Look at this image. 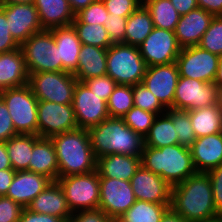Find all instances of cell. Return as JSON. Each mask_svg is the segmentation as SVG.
Masks as SVG:
<instances>
[{
    "label": "cell",
    "instance_id": "cell-26",
    "mask_svg": "<svg viewBox=\"0 0 222 222\" xmlns=\"http://www.w3.org/2000/svg\"><path fill=\"white\" fill-rule=\"evenodd\" d=\"M33 4L43 29L71 25L75 18L68 0H34Z\"/></svg>",
    "mask_w": 222,
    "mask_h": 222
},
{
    "label": "cell",
    "instance_id": "cell-51",
    "mask_svg": "<svg viewBox=\"0 0 222 222\" xmlns=\"http://www.w3.org/2000/svg\"><path fill=\"white\" fill-rule=\"evenodd\" d=\"M198 7L214 16H222V0H197Z\"/></svg>",
    "mask_w": 222,
    "mask_h": 222
},
{
    "label": "cell",
    "instance_id": "cell-45",
    "mask_svg": "<svg viewBox=\"0 0 222 222\" xmlns=\"http://www.w3.org/2000/svg\"><path fill=\"white\" fill-rule=\"evenodd\" d=\"M24 208L6 196H0V222H19Z\"/></svg>",
    "mask_w": 222,
    "mask_h": 222
},
{
    "label": "cell",
    "instance_id": "cell-30",
    "mask_svg": "<svg viewBox=\"0 0 222 222\" xmlns=\"http://www.w3.org/2000/svg\"><path fill=\"white\" fill-rule=\"evenodd\" d=\"M196 138L222 132V112L218 105L189 111Z\"/></svg>",
    "mask_w": 222,
    "mask_h": 222
},
{
    "label": "cell",
    "instance_id": "cell-12",
    "mask_svg": "<svg viewBox=\"0 0 222 222\" xmlns=\"http://www.w3.org/2000/svg\"><path fill=\"white\" fill-rule=\"evenodd\" d=\"M138 48L147 67L174 63L181 50L175 32L158 27L153 28Z\"/></svg>",
    "mask_w": 222,
    "mask_h": 222
},
{
    "label": "cell",
    "instance_id": "cell-18",
    "mask_svg": "<svg viewBox=\"0 0 222 222\" xmlns=\"http://www.w3.org/2000/svg\"><path fill=\"white\" fill-rule=\"evenodd\" d=\"M136 200L157 204H171L172 187L159 175L142 165L130 180Z\"/></svg>",
    "mask_w": 222,
    "mask_h": 222
},
{
    "label": "cell",
    "instance_id": "cell-54",
    "mask_svg": "<svg viewBox=\"0 0 222 222\" xmlns=\"http://www.w3.org/2000/svg\"><path fill=\"white\" fill-rule=\"evenodd\" d=\"M13 169L7 153L6 142H0V170Z\"/></svg>",
    "mask_w": 222,
    "mask_h": 222
},
{
    "label": "cell",
    "instance_id": "cell-24",
    "mask_svg": "<svg viewBox=\"0 0 222 222\" xmlns=\"http://www.w3.org/2000/svg\"><path fill=\"white\" fill-rule=\"evenodd\" d=\"M29 73L20 48L0 53V91L25 86Z\"/></svg>",
    "mask_w": 222,
    "mask_h": 222
},
{
    "label": "cell",
    "instance_id": "cell-46",
    "mask_svg": "<svg viewBox=\"0 0 222 222\" xmlns=\"http://www.w3.org/2000/svg\"><path fill=\"white\" fill-rule=\"evenodd\" d=\"M20 48L11 36L5 13L0 9V53H6Z\"/></svg>",
    "mask_w": 222,
    "mask_h": 222
},
{
    "label": "cell",
    "instance_id": "cell-60",
    "mask_svg": "<svg viewBox=\"0 0 222 222\" xmlns=\"http://www.w3.org/2000/svg\"><path fill=\"white\" fill-rule=\"evenodd\" d=\"M111 222H126L122 217L112 218Z\"/></svg>",
    "mask_w": 222,
    "mask_h": 222
},
{
    "label": "cell",
    "instance_id": "cell-55",
    "mask_svg": "<svg viewBox=\"0 0 222 222\" xmlns=\"http://www.w3.org/2000/svg\"><path fill=\"white\" fill-rule=\"evenodd\" d=\"M160 222H188L183 219L179 214L175 213L171 208H169L162 216Z\"/></svg>",
    "mask_w": 222,
    "mask_h": 222
},
{
    "label": "cell",
    "instance_id": "cell-28",
    "mask_svg": "<svg viewBox=\"0 0 222 222\" xmlns=\"http://www.w3.org/2000/svg\"><path fill=\"white\" fill-rule=\"evenodd\" d=\"M106 60L107 49L82 44L77 69L73 75L78 82L107 75Z\"/></svg>",
    "mask_w": 222,
    "mask_h": 222
},
{
    "label": "cell",
    "instance_id": "cell-44",
    "mask_svg": "<svg viewBox=\"0 0 222 222\" xmlns=\"http://www.w3.org/2000/svg\"><path fill=\"white\" fill-rule=\"evenodd\" d=\"M108 13L121 17H128L141 4L142 0H102Z\"/></svg>",
    "mask_w": 222,
    "mask_h": 222
},
{
    "label": "cell",
    "instance_id": "cell-61",
    "mask_svg": "<svg viewBox=\"0 0 222 222\" xmlns=\"http://www.w3.org/2000/svg\"><path fill=\"white\" fill-rule=\"evenodd\" d=\"M203 222H222V219H221V217H217V218H215L213 220L203 221Z\"/></svg>",
    "mask_w": 222,
    "mask_h": 222
},
{
    "label": "cell",
    "instance_id": "cell-36",
    "mask_svg": "<svg viewBox=\"0 0 222 222\" xmlns=\"http://www.w3.org/2000/svg\"><path fill=\"white\" fill-rule=\"evenodd\" d=\"M133 106V86L117 84L107 101L109 117L122 118Z\"/></svg>",
    "mask_w": 222,
    "mask_h": 222
},
{
    "label": "cell",
    "instance_id": "cell-29",
    "mask_svg": "<svg viewBox=\"0 0 222 222\" xmlns=\"http://www.w3.org/2000/svg\"><path fill=\"white\" fill-rule=\"evenodd\" d=\"M39 138L38 135L17 134L6 141L7 153L15 172L29 171L33 145Z\"/></svg>",
    "mask_w": 222,
    "mask_h": 222
},
{
    "label": "cell",
    "instance_id": "cell-8",
    "mask_svg": "<svg viewBox=\"0 0 222 222\" xmlns=\"http://www.w3.org/2000/svg\"><path fill=\"white\" fill-rule=\"evenodd\" d=\"M71 212L95 210L100 202V175L97 170L88 174L58 177Z\"/></svg>",
    "mask_w": 222,
    "mask_h": 222
},
{
    "label": "cell",
    "instance_id": "cell-22",
    "mask_svg": "<svg viewBox=\"0 0 222 222\" xmlns=\"http://www.w3.org/2000/svg\"><path fill=\"white\" fill-rule=\"evenodd\" d=\"M27 208L35 213L59 217L64 222H68L72 216L65 193L57 181L49 183V185L33 199Z\"/></svg>",
    "mask_w": 222,
    "mask_h": 222
},
{
    "label": "cell",
    "instance_id": "cell-13",
    "mask_svg": "<svg viewBox=\"0 0 222 222\" xmlns=\"http://www.w3.org/2000/svg\"><path fill=\"white\" fill-rule=\"evenodd\" d=\"M217 86L213 82H202L187 77H179L175 89L173 109L192 111L217 105Z\"/></svg>",
    "mask_w": 222,
    "mask_h": 222
},
{
    "label": "cell",
    "instance_id": "cell-41",
    "mask_svg": "<svg viewBox=\"0 0 222 222\" xmlns=\"http://www.w3.org/2000/svg\"><path fill=\"white\" fill-rule=\"evenodd\" d=\"M102 0H96L86 8L75 14L72 23L100 24L104 25L108 16Z\"/></svg>",
    "mask_w": 222,
    "mask_h": 222
},
{
    "label": "cell",
    "instance_id": "cell-25",
    "mask_svg": "<svg viewBox=\"0 0 222 222\" xmlns=\"http://www.w3.org/2000/svg\"><path fill=\"white\" fill-rule=\"evenodd\" d=\"M141 166V157L123 154H110L97 159L100 178H113L130 181Z\"/></svg>",
    "mask_w": 222,
    "mask_h": 222
},
{
    "label": "cell",
    "instance_id": "cell-59",
    "mask_svg": "<svg viewBox=\"0 0 222 222\" xmlns=\"http://www.w3.org/2000/svg\"><path fill=\"white\" fill-rule=\"evenodd\" d=\"M216 99H217V105L220 111L222 112V87H217Z\"/></svg>",
    "mask_w": 222,
    "mask_h": 222
},
{
    "label": "cell",
    "instance_id": "cell-7",
    "mask_svg": "<svg viewBox=\"0 0 222 222\" xmlns=\"http://www.w3.org/2000/svg\"><path fill=\"white\" fill-rule=\"evenodd\" d=\"M28 73L61 72L62 60H59L51 30L44 29L33 34L20 45Z\"/></svg>",
    "mask_w": 222,
    "mask_h": 222
},
{
    "label": "cell",
    "instance_id": "cell-1",
    "mask_svg": "<svg viewBox=\"0 0 222 222\" xmlns=\"http://www.w3.org/2000/svg\"><path fill=\"white\" fill-rule=\"evenodd\" d=\"M170 208L188 222H203L220 217L215 209L209 175L196 173L173 186Z\"/></svg>",
    "mask_w": 222,
    "mask_h": 222
},
{
    "label": "cell",
    "instance_id": "cell-58",
    "mask_svg": "<svg viewBox=\"0 0 222 222\" xmlns=\"http://www.w3.org/2000/svg\"><path fill=\"white\" fill-rule=\"evenodd\" d=\"M34 0H0V5L18 4V3H33Z\"/></svg>",
    "mask_w": 222,
    "mask_h": 222
},
{
    "label": "cell",
    "instance_id": "cell-34",
    "mask_svg": "<svg viewBox=\"0 0 222 222\" xmlns=\"http://www.w3.org/2000/svg\"><path fill=\"white\" fill-rule=\"evenodd\" d=\"M170 204H157L136 200L135 203L121 216L126 222H160Z\"/></svg>",
    "mask_w": 222,
    "mask_h": 222
},
{
    "label": "cell",
    "instance_id": "cell-17",
    "mask_svg": "<svg viewBox=\"0 0 222 222\" xmlns=\"http://www.w3.org/2000/svg\"><path fill=\"white\" fill-rule=\"evenodd\" d=\"M176 62L147 67L142 83L166 109H173L175 89L179 79Z\"/></svg>",
    "mask_w": 222,
    "mask_h": 222
},
{
    "label": "cell",
    "instance_id": "cell-6",
    "mask_svg": "<svg viewBox=\"0 0 222 222\" xmlns=\"http://www.w3.org/2000/svg\"><path fill=\"white\" fill-rule=\"evenodd\" d=\"M0 97L7 106L16 132L38 135V99L28 84L2 90Z\"/></svg>",
    "mask_w": 222,
    "mask_h": 222
},
{
    "label": "cell",
    "instance_id": "cell-50",
    "mask_svg": "<svg viewBox=\"0 0 222 222\" xmlns=\"http://www.w3.org/2000/svg\"><path fill=\"white\" fill-rule=\"evenodd\" d=\"M19 222H64L61 218L43 214V213H35L29 210L28 208H24L20 215Z\"/></svg>",
    "mask_w": 222,
    "mask_h": 222
},
{
    "label": "cell",
    "instance_id": "cell-49",
    "mask_svg": "<svg viewBox=\"0 0 222 222\" xmlns=\"http://www.w3.org/2000/svg\"><path fill=\"white\" fill-rule=\"evenodd\" d=\"M68 222H111L101 209L80 210L72 213Z\"/></svg>",
    "mask_w": 222,
    "mask_h": 222
},
{
    "label": "cell",
    "instance_id": "cell-39",
    "mask_svg": "<svg viewBox=\"0 0 222 222\" xmlns=\"http://www.w3.org/2000/svg\"><path fill=\"white\" fill-rule=\"evenodd\" d=\"M133 101L134 106L156 115L163 114L167 111L156 96L143 83L133 86Z\"/></svg>",
    "mask_w": 222,
    "mask_h": 222
},
{
    "label": "cell",
    "instance_id": "cell-37",
    "mask_svg": "<svg viewBox=\"0 0 222 222\" xmlns=\"http://www.w3.org/2000/svg\"><path fill=\"white\" fill-rule=\"evenodd\" d=\"M166 113L172 118L174 128L178 134V144L190 148L197 139L193 131L189 111L167 109Z\"/></svg>",
    "mask_w": 222,
    "mask_h": 222
},
{
    "label": "cell",
    "instance_id": "cell-10",
    "mask_svg": "<svg viewBox=\"0 0 222 222\" xmlns=\"http://www.w3.org/2000/svg\"><path fill=\"white\" fill-rule=\"evenodd\" d=\"M219 56L197 46L181 48L176 59L179 76L202 82H214Z\"/></svg>",
    "mask_w": 222,
    "mask_h": 222
},
{
    "label": "cell",
    "instance_id": "cell-52",
    "mask_svg": "<svg viewBox=\"0 0 222 222\" xmlns=\"http://www.w3.org/2000/svg\"><path fill=\"white\" fill-rule=\"evenodd\" d=\"M14 176L15 171L13 169L0 170V196H6Z\"/></svg>",
    "mask_w": 222,
    "mask_h": 222
},
{
    "label": "cell",
    "instance_id": "cell-4",
    "mask_svg": "<svg viewBox=\"0 0 222 222\" xmlns=\"http://www.w3.org/2000/svg\"><path fill=\"white\" fill-rule=\"evenodd\" d=\"M141 165L159 175L171 187L197 173L190 148L179 144L161 148L144 146Z\"/></svg>",
    "mask_w": 222,
    "mask_h": 222
},
{
    "label": "cell",
    "instance_id": "cell-33",
    "mask_svg": "<svg viewBox=\"0 0 222 222\" xmlns=\"http://www.w3.org/2000/svg\"><path fill=\"white\" fill-rule=\"evenodd\" d=\"M149 11L154 27L175 31L181 15L170 0H142Z\"/></svg>",
    "mask_w": 222,
    "mask_h": 222
},
{
    "label": "cell",
    "instance_id": "cell-15",
    "mask_svg": "<svg viewBox=\"0 0 222 222\" xmlns=\"http://www.w3.org/2000/svg\"><path fill=\"white\" fill-rule=\"evenodd\" d=\"M136 201L130 181L100 178L101 209L109 218L121 217Z\"/></svg>",
    "mask_w": 222,
    "mask_h": 222
},
{
    "label": "cell",
    "instance_id": "cell-47",
    "mask_svg": "<svg viewBox=\"0 0 222 222\" xmlns=\"http://www.w3.org/2000/svg\"><path fill=\"white\" fill-rule=\"evenodd\" d=\"M17 134L7 106L0 97V142H6Z\"/></svg>",
    "mask_w": 222,
    "mask_h": 222
},
{
    "label": "cell",
    "instance_id": "cell-19",
    "mask_svg": "<svg viewBox=\"0 0 222 222\" xmlns=\"http://www.w3.org/2000/svg\"><path fill=\"white\" fill-rule=\"evenodd\" d=\"M213 18L214 15L199 7L181 15L174 31L179 46L184 48L199 45Z\"/></svg>",
    "mask_w": 222,
    "mask_h": 222
},
{
    "label": "cell",
    "instance_id": "cell-16",
    "mask_svg": "<svg viewBox=\"0 0 222 222\" xmlns=\"http://www.w3.org/2000/svg\"><path fill=\"white\" fill-rule=\"evenodd\" d=\"M5 13L11 36L21 45L33 34L44 30L33 3L0 5Z\"/></svg>",
    "mask_w": 222,
    "mask_h": 222
},
{
    "label": "cell",
    "instance_id": "cell-2",
    "mask_svg": "<svg viewBox=\"0 0 222 222\" xmlns=\"http://www.w3.org/2000/svg\"><path fill=\"white\" fill-rule=\"evenodd\" d=\"M92 151L98 159L110 154L141 157L144 138L125 124L122 118H107L88 129Z\"/></svg>",
    "mask_w": 222,
    "mask_h": 222
},
{
    "label": "cell",
    "instance_id": "cell-42",
    "mask_svg": "<svg viewBox=\"0 0 222 222\" xmlns=\"http://www.w3.org/2000/svg\"><path fill=\"white\" fill-rule=\"evenodd\" d=\"M83 83L101 99L108 101L117 83L108 75L93 77L83 81Z\"/></svg>",
    "mask_w": 222,
    "mask_h": 222
},
{
    "label": "cell",
    "instance_id": "cell-23",
    "mask_svg": "<svg viewBox=\"0 0 222 222\" xmlns=\"http://www.w3.org/2000/svg\"><path fill=\"white\" fill-rule=\"evenodd\" d=\"M55 45L58 48L59 60H62V71L74 74L77 69L82 43L78 39L73 25L50 29Z\"/></svg>",
    "mask_w": 222,
    "mask_h": 222
},
{
    "label": "cell",
    "instance_id": "cell-31",
    "mask_svg": "<svg viewBox=\"0 0 222 222\" xmlns=\"http://www.w3.org/2000/svg\"><path fill=\"white\" fill-rule=\"evenodd\" d=\"M154 28L152 17L146 7L141 4L126 22L125 44L139 46Z\"/></svg>",
    "mask_w": 222,
    "mask_h": 222
},
{
    "label": "cell",
    "instance_id": "cell-53",
    "mask_svg": "<svg viewBox=\"0 0 222 222\" xmlns=\"http://www.w3.org/2000/svg\"><path fill=\"white\" fill-rule=\"evenodd\" d=\"M180 15L188 14L198 8L197 0H170Z\"/></svg>",
    "mask_w": 222,
    "mask_h": 222
},
{
    "label": "cell",
    "instance_id": "cell-57",
    "mask_svg": "<svg viewBox=\"0 0 222 222\" xmlns=\"http://www.w3.org/2000/svg\"><path fill=\"white\" fill-rule=\"evenodd\" d=\"M213 83L217 87H222V56L219 57L217 73Z\"/></svg>",
    "mask_w": 222,
    "mask_h": 222
},
{
    "label": "cell",
    "instance_id": "cell-38",
    "mask_svg": "<svg viewBox=\"0 0 222 222\" xmlns=\"http://www.w3.org/2000/svg\"><path fill=\"white\" fill-rule=\"evenodd\" d=\"M156 117L154 113L133 106L122 119L133 131L145 138Z\"/></svg>",
    "mask_w": 222,
    "mask_h": 222
},
{
    "label": "cell",
    "instance_id": "cell-32",
    "mask_svg": "<svg viewBox=\"0 0 222 222\" xmlns=\"http://www.w3.org/2000/svg\"><path fill=\"white\" fill-rule=\"evenodd\" d=\"M176 130L172 118L165 112L157 115L149 133L144 138V146L161 148L178 144Z\"/></svg>",
    "mask_w": 222,
    "mask_h": 222
},
{
    "label": "cell",
    "instance_id": "cell-43",
    "mask_svg": "<svg viewBox=\"0 0 222 222\" xmlns=\"http://www.w3.org/2000/svg\"><path fill=\"white\" fill-rule=\"evenodd\" d=\"M128 17H121L108 14L104 27L111 42L125 43L126 22Z\"/></svg>",
    "mask_w": 222,
    "mask_h": 222
},
{
    "label": "cell",
    "instance_id": "cell-35",
    "mask_svg": "<svg viewBox=\"0 0 222 222\" xmlns=\"http://www.w3.org/2000/svg\"><path fill=\"white\" fill-rule=\"evenodd\" d=\"M82 44L109 48L113 43L104 27L100 24L72 23Z\"/></svg>",
    "mask_w": 222,
    "mask_h": 222
},
{
    "label": "cell",
    "instance_id": "cell-3",
    "mask_svg": "<svg viewBox=\"0 0 222 222\" xmlns=\"http://www.w3.org/2000/svg\"><path fill=\"white\" fill-rule=\"evenodd\" d=\"M54 143L58 177L88 174L97 170V158L92 151L87 129L77 128L51 137Z\"/></svg>",
    "mask_w": 222,
    "mask_h": 222
},
{
    "label": "cell",
    "instance_id": "cell-21",
    "mask_svg": "<svg viewBox=\"0 0 222 222\" xmlns=\"http://www.w3.org/2000/svg\"><path fill=\"white\" fill-rule=\"evenodd\" d=\"M52 181L44 175L28 170L17 171L8 188L6 197L27 208L33 199Z\"/></svg>",
    "mask_w": 222,
    "mask_h": 222
},
{
    "label": "cell",
    "instance_id": "cell-11",
    "mask_svg": "<svg viewBox=\"0 0 222 222\" xmlns=\"http://www.w3.org/2000/svg\"><path fill=\"white\" fill-rule=\"evenodd\" d=\"M37 121L41 138H51L78 128L72 104L38 100Z\"/></svg>",
    "mask_w": 222,
    "mask_h": 222
},
{
    "label": "cell",
    "instance_id": "cell-9",
    "mask_svg": "<svg viewBox=\"0 0 222 222\" xmlns=\"http://www.w3.org/2000/svg\"><path fill=\"white\" fill-rule=\"evenodd\" d=\"M77 82L75 76L66 71L30 73L28 78V85L38 100L59 104H72Z\"/></svg>",
    "mask_w": 222,
    "mask_h": 222
},
{
    "label": "cell",
    "instance_id": "cell-14",
    "mask_svg": "<svg viewBox=\"0 0 222 222\" xmlns=\"http://www.w3.org/2000/svg\"><path fill=\"white\" fill-rule=\"evenodd\" d=\"M72 107L78 128L89 129L100 124L109 118L107 102L92 91L83 83L77 82Z\"/></svg>",
    "mask_w": 222,
    "mask_h": 222
},
{
    "label": "cell",
    "instance_id": "cell-20",
    "mask_svg": "<svg viewBox=\"0 0 222 222\" xmlns=\"http://www.w3.org/2000/svg\"><path fill=\"white\" fill-rule=\"evenodd\" d=\"M195 170L207 173L222 164V132L197 138L190 147Z\"/></svg>",
    "mask_w": 222,
    "mask_h": 222
},
{
    "label": "cell",
    "instance_id": "cell-48",
    "mask_svg": "<svg viewBox=\"0 0 222 222\" xmlns=\"http://www.w3.org/2000/svg\"><path fill=\"white\" fill-rule=\"evenodd\" d=\"M211 179L213 188V200L216 212L222 214V164L209 172H207Z\"/></svg>",
    "mask_w": 222,
    "mask_h": 222
},
{
    "label": "cell",
    "instance_id": "cell-56",
    "mask_svg": "<svg viewBox=\"0 0 222 222\" xmlns=\"http://www.w3.org/2000/svg\"><path fill=\"white\" fill-rule=\"evenodd\" d=\"M94 1H96V0H68L74 14H76L80 10L86 8L87 6H89Z\"/></svg>",
    "mask_w": 222,
    "mask_h": 222
},
{
    "label": "cell",
    "instance_id": "cell-27",
    "mask_svg": "<svg viewBox=\"0 0 222 222\" xmlns=\"http://www.w3.org/2000/svg\"><path fill=\"white\" fill-rule=\"evenodd\" d=\"M29 171L41 174L51 181L58 179L56 150L51 138H39L33 145Z\"/></svg>",
    "mask_w": 222,
    "mask_h": 222
},
{
    "label": "cell",
    "instance_id": "cell-40",
    "mask_svg": "<svg viewBox=\"0 0 222 222\" xmlns=\"http://www.w3.org/2000/svg\"><path fill=\"white\" fill-rule=\"evenodd\" d=\"M198 46L219 57L222 56V16H214Z\"/></svg>",
    "mask_w": 222,
    "mask_h": 222
},
{
    "label": "cell",
    "instance_id": "cell-5",
    "mask_svg": "<svg viewBox=\"0 0 222 222\" xmlns=\"http://www.w3.org/2000/svg\"><path fill=\"white\" fill-rule=\"evenodd\" d=\"M107 75L119 85L134 86L143 81L147 65L137 46L114 43L107 48Z\"/></svg>",
    "mask_w": 222,
    "mask_h": 222
}]
</instances>
